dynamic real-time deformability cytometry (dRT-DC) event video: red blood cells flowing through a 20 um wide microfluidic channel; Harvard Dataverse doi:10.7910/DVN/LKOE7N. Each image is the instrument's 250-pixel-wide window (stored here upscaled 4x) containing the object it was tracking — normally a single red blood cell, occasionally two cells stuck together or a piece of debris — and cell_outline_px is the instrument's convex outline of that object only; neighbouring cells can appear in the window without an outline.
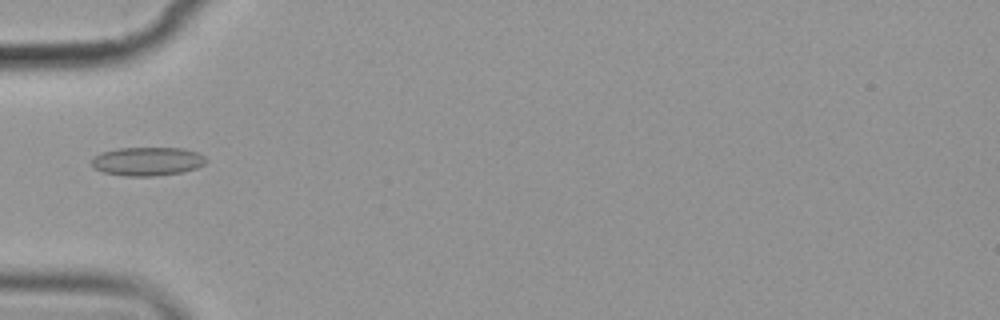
{"species": "common noctule bat (a hibernating species)", "species_latin": "Nyctalus noctula", "temperature_condition": "cold", "stored_images_in_passage": 6, "camera_frame_rate_fps": 3000, "um_per_image_px": 0.085, "animal": {"sex": "female", "body_mass_g": 19.9}, "frame": {"image": 1, "passage_image": 4, "time_ms": 3.667, "image_size_px": [1000, 320], "cell_outline_px": [[208, 160], [204, 164], [196, 168], [180, 172], [156, 176], [124, 176], [104, 172], [92, 168], [92, 156], [100, 152], [116, 148], [184, 148], [200, 152]], "centroid_in_image_um": [12.51, 13.7], "position_along_channel_um": 72.5, "area_um2": 19.36}}
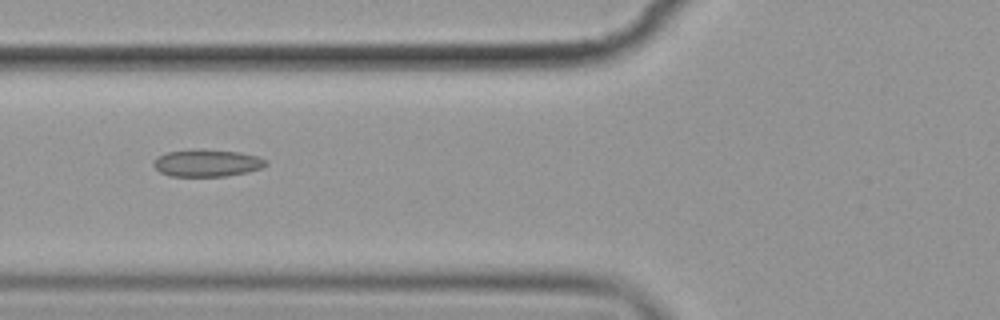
{"frame": {"image": 2, "passage_image": 5, "time_ms": 4.667, "image_size_px": [1000, 320], "cell_outline_px": [[268, 164], [264, 168], [224, 176], [168, 176], [160, 172], [152, 164], [152, 160], [156, 156], [168, 152], [192, 148], [204, 148], [240, 152], [260, 156], [268, 160]], "centroid_in_image_um": [17.59, 13.83], "position_along_channel_um": 108.2, "area_um2": 18.32}}
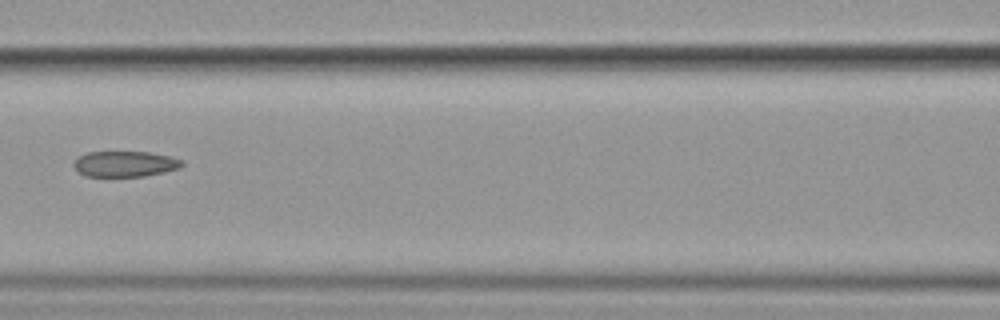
{"frame": {"image": 3, "passage_image": 6, "time_ms": 6.0, "image_size_px": [1000, 320], "cell_outline_px": [[184, 164], [180, 168], [164, 172], [144, 176], [84, 176], [72, 164], [76, 156], [88, 152], [148, 152], [168, 156], [184, 160]], "centroid_in_image_um": [10.61, 13.93], "position_along_channel_um": 156.0, "area_um2": 16.24}}